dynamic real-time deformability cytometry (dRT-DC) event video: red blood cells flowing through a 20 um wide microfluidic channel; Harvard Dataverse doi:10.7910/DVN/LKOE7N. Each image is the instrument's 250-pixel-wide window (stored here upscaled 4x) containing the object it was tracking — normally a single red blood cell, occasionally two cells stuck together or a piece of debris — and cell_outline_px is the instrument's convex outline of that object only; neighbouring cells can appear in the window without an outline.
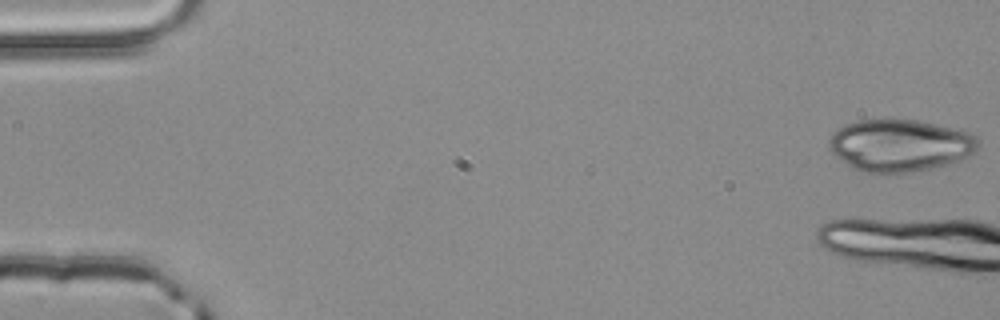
{"species": "common noctule bat (a hibernating species)", "species_latin": "Nyctalus noctula", "temperature_condition": "room temperature", "stored_images_in_passage": 5, "camera_frame_rate_fps": 3000, "um_per_image_px": 0.085, "animal": {"sex": "male", "body_mass_g": 20.4}, "frame": {"image": 1, "passage_image": 1, "time_ms": 0.0, "image_size_px": [1000, 320], "cell_outline_px": [[980, 148], [976, 152], [960, 160], [928, 168], [908, 172], [864, 172], [852, 168], [836, 156], [832, 152], [828, 140], [832, 132], [844, 124], [856, 120], [916, 120], [968, 132], [976, 136], [980, 140]], "centroid_in_image_um": [76.49, 12.34], "position_along_channel_um": 8.5, "area_um2": 44.97}}